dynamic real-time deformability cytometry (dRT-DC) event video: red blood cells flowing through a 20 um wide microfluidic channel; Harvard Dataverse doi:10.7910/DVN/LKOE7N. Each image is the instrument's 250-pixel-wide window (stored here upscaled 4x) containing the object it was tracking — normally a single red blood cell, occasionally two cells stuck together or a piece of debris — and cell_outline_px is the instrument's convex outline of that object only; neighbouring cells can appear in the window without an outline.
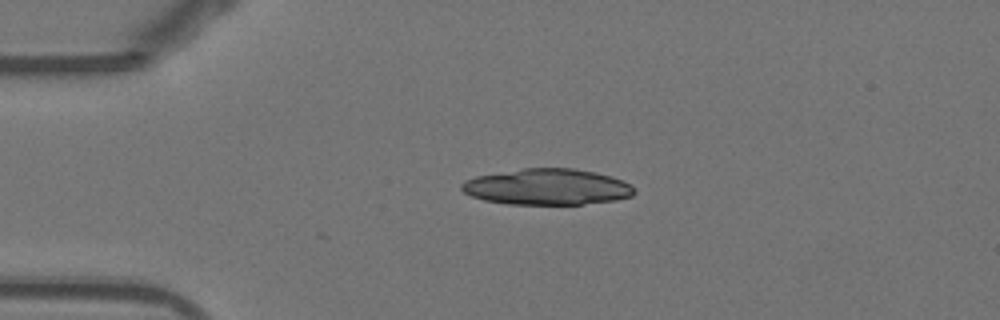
{"species": "Egyptian fruit bat (a non-hibernating species)", "species_latin": "Rousettus aegyptiacus", "temperature_condition": "warm", "stored_images_in_passage": 8, "camera_frame_rate_fps": 3000, "um_per_image_px": 0.085, "animal": {"sex": "female"}, "frame": {"image": 1, "passage_image": 1, "time_ms": 0.0, "image_size_px": [1000, 320], "cell_outline_px": [[636, 192], [632, 196], [616, 200], [584, 204], [508, 204], [484, 200], [472, 196], [464, 192], [460, 188], [460, 184], [464, 180], [476, 176], [524, 168], [572, 168], [596, 172], [612, 176], [628, 184]], "centroid_in_image_um": [46.49, 15.88], "position_along_channel_um": 38.5, "area_um2": 36.24}}